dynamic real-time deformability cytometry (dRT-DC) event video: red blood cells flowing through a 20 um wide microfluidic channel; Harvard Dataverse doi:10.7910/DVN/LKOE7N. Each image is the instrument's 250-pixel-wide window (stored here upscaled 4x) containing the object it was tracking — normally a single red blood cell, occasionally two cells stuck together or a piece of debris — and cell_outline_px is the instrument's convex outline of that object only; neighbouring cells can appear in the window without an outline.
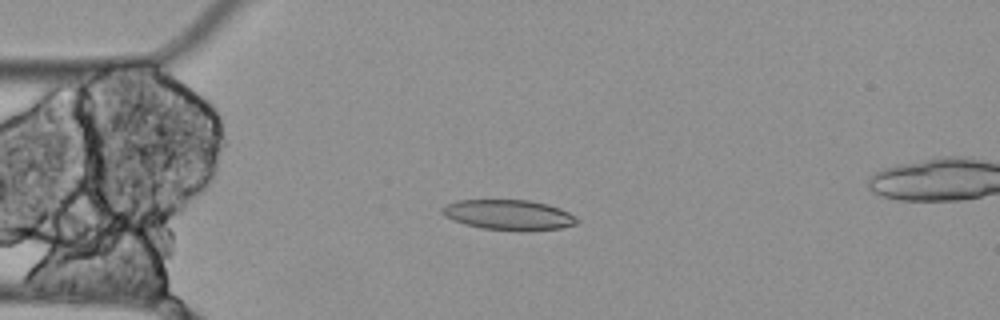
{"species": "Egyptian fruit bat (a non-hibernating species)", "species_latin": "Rousettus aegyptiacus", "temperature_condition": "cold", "stored_images_in_passage": 7, "camera_frame_rate_fps": 3000, "um_per_image_px": 0.085, "animal": {"sex": "female"}, "frame": {"image": 1, "passage_image": 4, "time_ms": 1.0, "image_size_px": [1000, 320], "cell_outline_px": [[580, 220], [576, 224], [560, 228], [524, 232], [484, 228], [464, 224], [452, 220], [444, 216], [440, 212], [440, 208], [444, 204], [456, 200], [528, 200], [548, 204], [560, 208], [576, 216]], "centroid_in_image_um": [43.22, 18.27], "position_along_channel_um": 41.8, "area_um2": 24.16}}
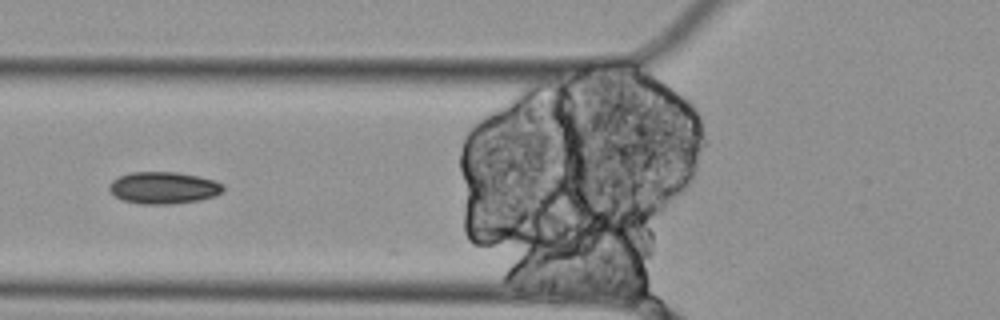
{"frame": {"image": 2, "passage_image": 6, "time_ms": 1.667, "image_size_px": [1000, 320], "cell_outline_px": [[224, 188], [216, 196], [200, 200], [172, 204], [140, 204], [120, 200], [108, 188], [108, 184], [112, 180], [120, 176], [132, 172], [176, 172], [200, 176], [224, 184]], "centroid_in_image_um": [13.89, 15.97], "position_along_channel_um": 111.9, "area_um2": 21.33}}
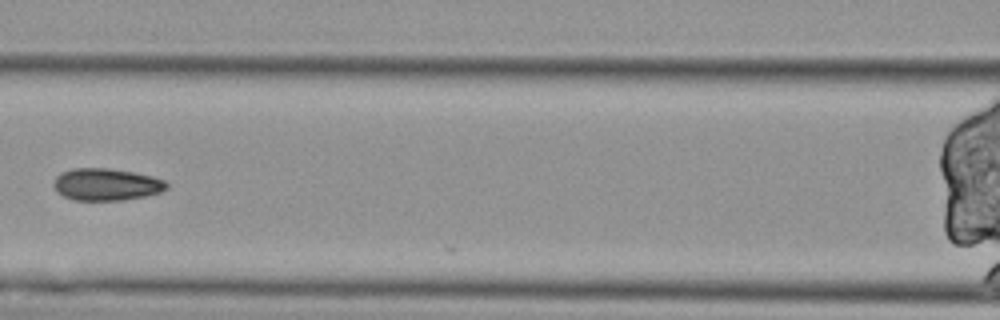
{"frame": {"image": 3, "passage_image": 7, "time_ms": 2.0, "image_size_px": [1000, 320], "cell_outline_px": [[168, 188], [160, 192], [144, 196], [120, 200], [72, 200], [64, 196], [56, 188], [56, 176], [72, 168], [108, 168], [132, 172], [152, 176], [164, 180], [168, 184]], "centroid_in_image_um": [9.08, 15.67], "position_along_channel_um": 157.5, "area_um2": 20.75}}